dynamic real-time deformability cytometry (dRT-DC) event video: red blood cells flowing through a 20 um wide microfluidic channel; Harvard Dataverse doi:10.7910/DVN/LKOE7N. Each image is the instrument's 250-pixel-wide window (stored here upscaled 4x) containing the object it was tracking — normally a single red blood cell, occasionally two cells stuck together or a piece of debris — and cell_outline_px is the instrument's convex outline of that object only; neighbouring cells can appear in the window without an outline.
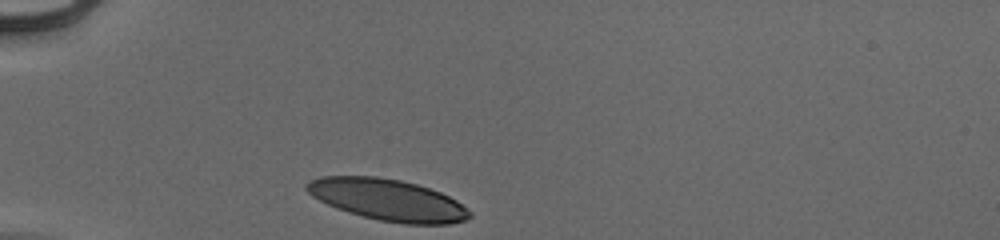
{"species": "human", "species_latin": "Homo sapiens", "temperature_condition": "cold", "stored_images_in_passage": 30, "camera_frame_rate_fps": 3000, "um_per_image_px": 0.085, "donor": {"sex": "male"}, "frame": {"image": 1, "passage_image": 1, "time_ms": 0.0, "image_size_px": [1000, 240], "cell_outline_px": [[472, 216], [464, 220], [448, 224], [404, 224], [380, 220], [348, 212], [336, 208], [312, 196], [304, 188], [304, 184], [308, 180], [320, 176], [376, 176], [400, 180], [416, 184], [440, 192], [456, 200], [472, 212]], "centroid_in_image_um": [32.93, 16.98], "position_along_channel_um": 52.1, "area_um2": 39.36}}
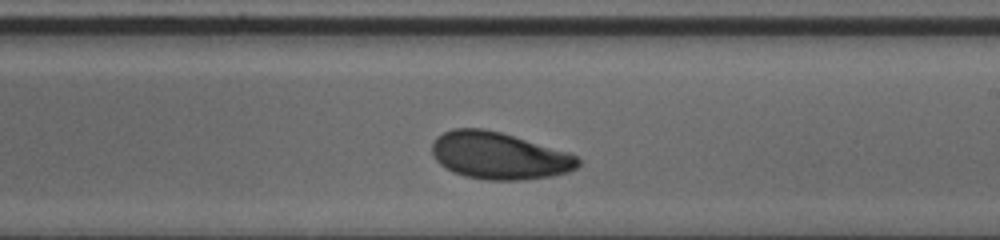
{"frame": {"image": 2, "passage_image": 18, "time_ms": 5.667, "image_size_px": [1000, 240], "cell_outline_px": [[580, 164], [576, 168], [568, 172], [552, 176], [524, 180], [484, 180], [464, 176], [452, 172], [440, 164], [436, 160], [432, 152], [432, 144], [436, 136], [452, 128], [484, 128], [500, 132], [568, 152], [576, 156], [580, 160]], "centroid_in_image_um": [42.4, 13.24], "position_along_channel_um": 246.6, "area_um2": 40.17}}
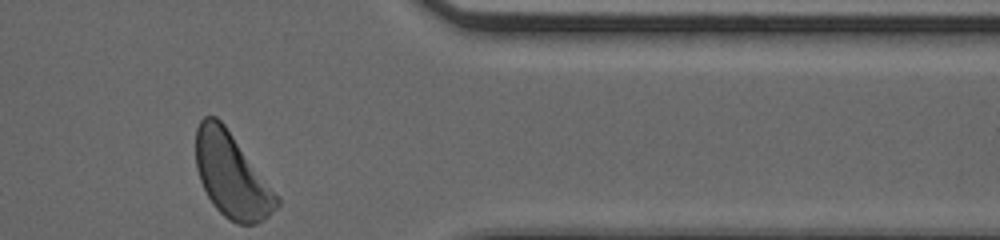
{"frame": {"image": 3, "passage_image": 30, "time_ms": 9.667, "image_size_px": [1000, 240], "cell_outline_px": [[280, 204], [268, 216], [256, 224], [236, 224], [228, 220], [212, 204], [200, 180], [196, 168], [196, 128], [200, 120], [204, 116], [216, 116], [224, 124], [280, 196]], "centroid_in_image_um": [19.71, 14.91], "position_along_channel_um": 391.7, "area_um2": 39.94}, "authors_computed_cell_mechanics": {"area_um2": 40.1421, "velocity_mm_per_s": 3.9043, "shape_relaxation_time_tau1_ms": 3.4786, "shape_relaxation_time_tau2_ms": 8.0387, "deformation_change_tau1": 0.1368, "deformation_change_tau2": 0.1513}}